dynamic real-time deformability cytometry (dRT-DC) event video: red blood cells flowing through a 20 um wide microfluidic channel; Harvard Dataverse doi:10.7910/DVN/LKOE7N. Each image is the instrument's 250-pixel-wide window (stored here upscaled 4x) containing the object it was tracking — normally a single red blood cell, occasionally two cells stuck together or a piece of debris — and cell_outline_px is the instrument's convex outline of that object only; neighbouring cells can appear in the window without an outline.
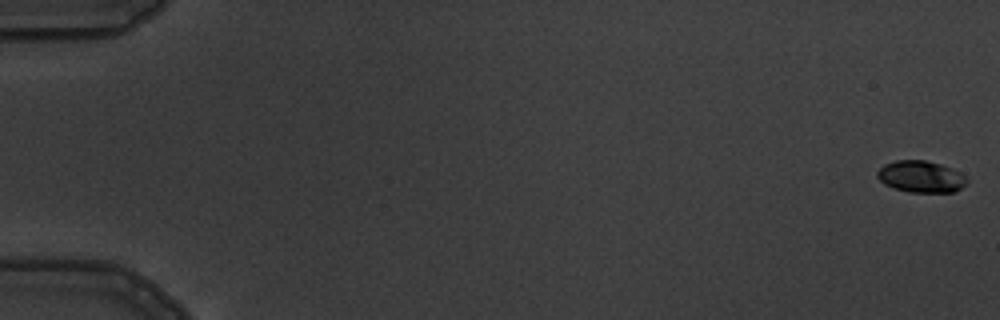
{"species": "common noctule bat (a hibernating species)", "species_latin": "Nyctalus noctula", "temperature_condition": "warm", "stored_images_in_passage": 6, "camera_frame_rate_fps": 3000, "um_per_image_px": 0.085, "animal": {"sex": "male", "body_mass_g": 19.5, "forearm_length_mm": 54.6}, "frame": {"image": 1, "passage_image": 1, "time_ms": 0.0, "image_size_px": [1000, 320], "cell_outline_px": [[968, 184], [956, 192], [908, 192], [892, 188], [884, 184], [876, 176], [876, 172], [884, 164], [896, 160], [924, 160], [940, 164], [952, 168], [960, 172], [968, 180]], "centroid_in_image_um": [78.29, 15.02], "position_along_channel_um": 6.7, "area_um2": 16.76}}
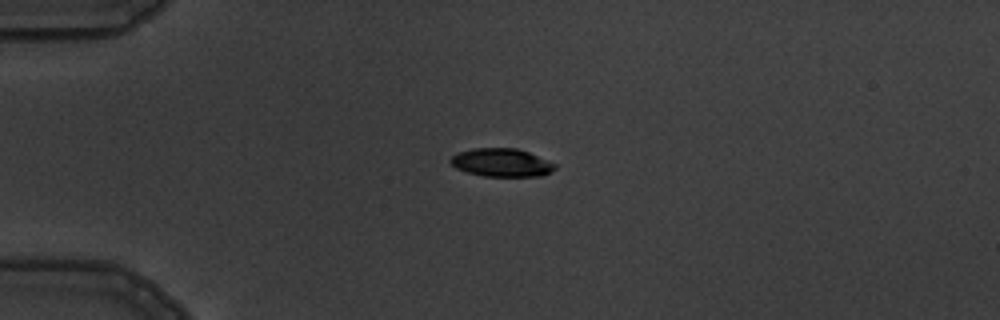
{"frame": {"image": 2, "passage_image": 5, "time_ms": 4.667, "image_size_px": [1000, 320], "cell_outline_px": [[556, 168], [552, 172], [540, 176], [484, 176], [468, 172], [456, 168], [448, 160], [452, 156], [460, 152], [472, 148], [516, 148], [528, 152], [556, 164]], "centroid_in_image_um": [42.64, 13.82], "position_along_channel_um": 42.4, "area_um2": 17.05}}